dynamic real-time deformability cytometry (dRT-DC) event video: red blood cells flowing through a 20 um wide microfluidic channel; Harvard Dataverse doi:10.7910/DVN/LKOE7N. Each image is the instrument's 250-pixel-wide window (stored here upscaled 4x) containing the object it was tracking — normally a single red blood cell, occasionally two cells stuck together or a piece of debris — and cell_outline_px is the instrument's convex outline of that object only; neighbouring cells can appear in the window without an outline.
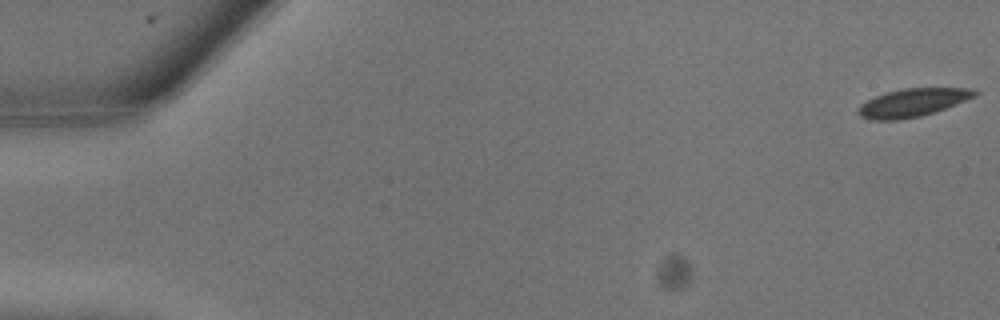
{"species": "common noctule bat (a hibernating species)", "species_latin": "Nyctalus noctula", "temperature_condition": "warm", "stored_images_in_passage": 10, "camera_frame_rate_fps": 3000, "um_per_image_px": 0.085, "animal": {"sex": "male", "body_mass_g": 13.3}, "frame": {"image": 1, "passage_image": 1, "time_ms": 0.0, "image_size_px": [1000, 320], "cell_outline_px": [[980, 92], [976, 96], [956, 104], [920, 116], [900, 120], [872, 120], [860, 116], [856, 112], [856, 108], [860, 104], [876, 96], [888, 92], [904, 88], [972, 88]], "centroid_in_image_um": [77.56, 8.72], "position_along_channel_um": 7.4, "area_um2": 19.02}}
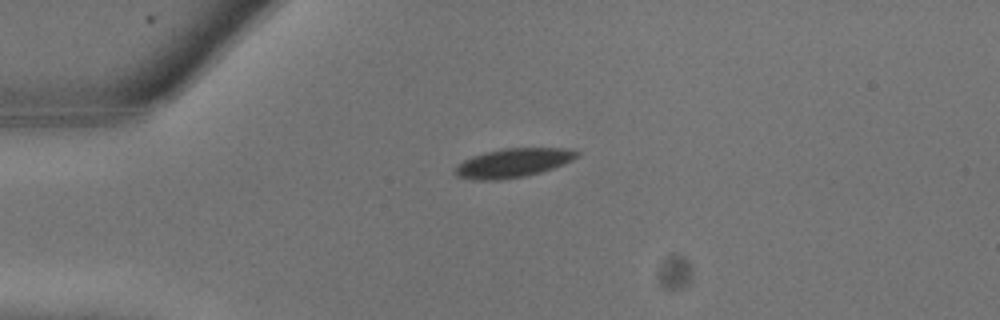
{"frame": {"image": 2, "passage_image": 7, "time_ms": 2.0, "image_size_px": [1000, 320], "cell_outline_px": [[580, 156], [572, 160], [552, 168], [540, 172], [524, 176], [500, 180], [472, 180], [456, 176], [452, 172], [456, 164], [472, 156], [484, 152], [504, 148], [564, 148], [580, 152]], "centroid_in_image_um": [43.55, 13.85], "position_along_channel_um": 41.5, "area_um2": 20.69}}